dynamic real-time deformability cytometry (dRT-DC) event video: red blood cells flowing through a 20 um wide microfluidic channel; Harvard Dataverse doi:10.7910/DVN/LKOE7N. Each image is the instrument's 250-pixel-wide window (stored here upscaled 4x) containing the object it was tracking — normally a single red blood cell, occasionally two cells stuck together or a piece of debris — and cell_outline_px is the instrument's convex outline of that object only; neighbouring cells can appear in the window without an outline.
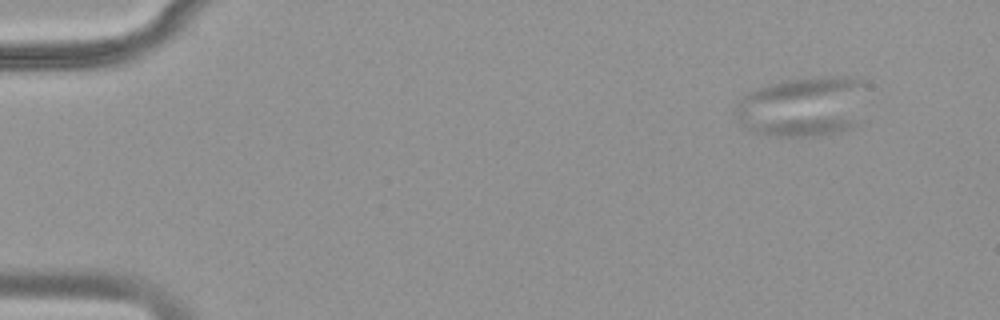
{"species": "common noctule bat (a hibernating species)", "species_latin": "Nyctalus noctula", "temperature_condition": "warm", "stored_images_in_passage": 4, "camera_frame_rate_fps": 3000, "um_per_image_px": 0.085, "animal": {"sex": "female", "body_mass_g": 18.4}, "frame": {"image": 1, "passage_image": 4, "time_ms": 1.0, "image_size_px": [1000, 320], "cell_outline_px": [[860, 120], [856, 124], [848, 128], [812, 136], [768, 136], [752, 132], [732, 112], [740, 100], [748, 92], [760, 88], [792, 80], [832, 76], [860, 80]], "centroid_in_image_um": [68.15, 9.1], "position_along_channel_um": 16.9, "area_um2": 44.27}}